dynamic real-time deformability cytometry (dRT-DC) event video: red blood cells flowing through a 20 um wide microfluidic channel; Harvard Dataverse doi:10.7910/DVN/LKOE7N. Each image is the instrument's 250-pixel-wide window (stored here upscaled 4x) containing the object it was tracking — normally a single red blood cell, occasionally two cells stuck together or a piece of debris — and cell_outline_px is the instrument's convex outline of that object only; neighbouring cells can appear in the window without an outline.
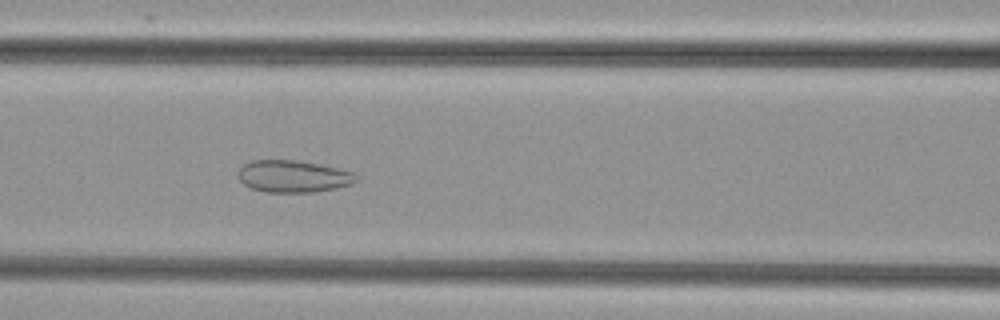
{"species": "common noctule bat (a hibernating species)", "species_latin": "Nyctalus noctula", "temperature_condition": "cold", "stored_images_in_passage": 43, "camera_frame_rate_fps": 3000, "um_per_image_px": 0.085, "animal": {"sex": "female", "body_mass_g": 29.2, "forearm_length_mm": 56.3}, "frame": {"image": 1, "passage_image": 14, "time_ms": 4.333, "image_size_px": [1000, 320], "cell_outline_px": [[360, 180], [352, 184], [336, 188], [316, 192], [264, 192], [252, 188], [244, 184], [236, 176], [236, 172], [244, 164], [252, 160], [296, 160], [320, 164], [340, 168], [356, 172], [360, 176]], "centroid_in_image_um": [24.98, 14.98], "position_along_channel_um": 141.6, "area_um2": 22.54}}
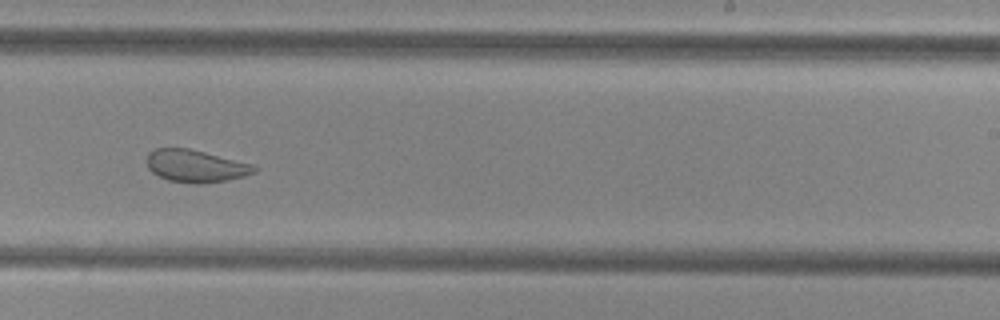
{"frame": {"image": 2, "passage_image": 24, "time_ms": 7.667, "image_size_px": [1000, 320], "cell_outline_px": [[260, 168], [256, 172], [244, 176], [228, 180], [200, 184], [192, 184], [168, 180], [152, 172], [148, 168], [148, 152], [156, 148], [188, 148], [252, 164]], "centroid_in_image_um": [16.65, 14.12], "position_along_channel_um": 272.3, "area_um2": 20.23}}
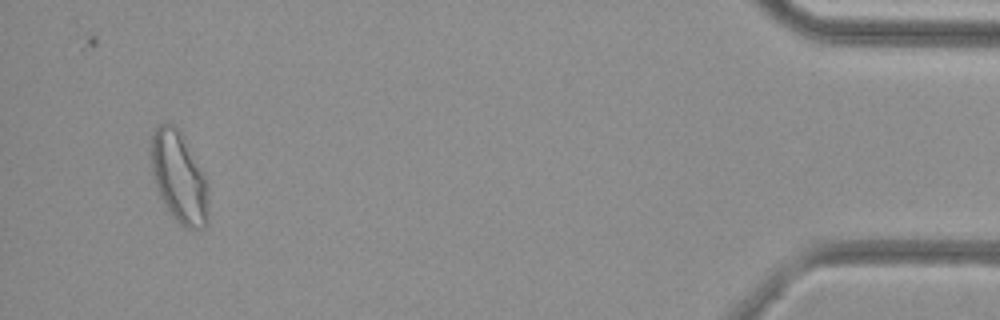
{"frame": {"image": 3, "passage_image": 41, "time_ms": 13.333, "image_size_px": [1000, 320], "cell_outline_px": [[208, 224], [204, 228], [184, 228], [168, 212], [160, 200], [156, 188], [152, 172], [148, 148], [152, 136], [156, 128], [160, 124], [168, 120], [176, 124], [180, 128], [208, 180]], "centroid_in_image_um": [15.2, 15.02], "position_along_channel_um": 420.0, "area_um2": 31.79}}